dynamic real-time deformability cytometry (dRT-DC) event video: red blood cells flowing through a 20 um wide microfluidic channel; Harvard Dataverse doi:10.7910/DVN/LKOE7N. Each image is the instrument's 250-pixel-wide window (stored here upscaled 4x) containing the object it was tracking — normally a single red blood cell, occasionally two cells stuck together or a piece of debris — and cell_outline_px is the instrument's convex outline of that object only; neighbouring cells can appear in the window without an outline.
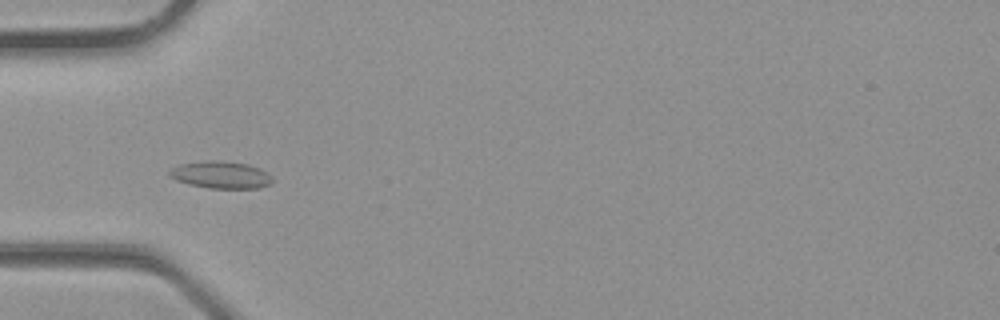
{"species": "common noctule bat (a hibernating species)", "species_latin": "Nyctalus noctula", "temperature_condition": "room temperature", "stored_images_in_passage": 26, "camera_frame_rate_fps": 3000, "um_per_image_px": 0.085, "animal": {"sex": "male", "body_mass_g": 23.1, "forearm_length_mm": 52.7}, "frame": {"image": 1, "passage_image": 2, "time_ms": 0.333, "image_size_px": [1000, 320], "cell_outline_px": [[272, 180], [268, 184], [260, 188], [208, 188], [188, 184], [176, 180], [168, 176], [168, 172], [172, 168], [180, 164], [208, 160], [212, 160], [248, 164], [260, 168], [268, 172], [272, 176]], "centroid_in_image_um": [18.76, 14.86], "position_along_channel_um": 66.2, "area_um2": 16.3}}
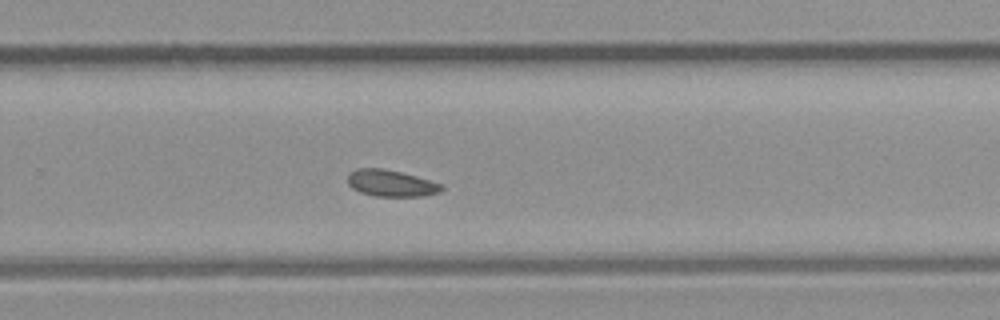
{"frame": {"image": 2, "passage_image": 14, "time_ms": 4.333, "image_size_px": [1000, 320], "cell_outline_px": [[444, 188], [440, 192], [424, 196], [372, 196], [360, 192], [352, 188], [348, 184], [348, 176], [356, 168], [380, 168], [400, 172], [416, 176], [444, 184]], "centroid_in_image_um": [33.26, 15.58], "position_along_channel_um": 296.5, "area_um2": 14.57}}
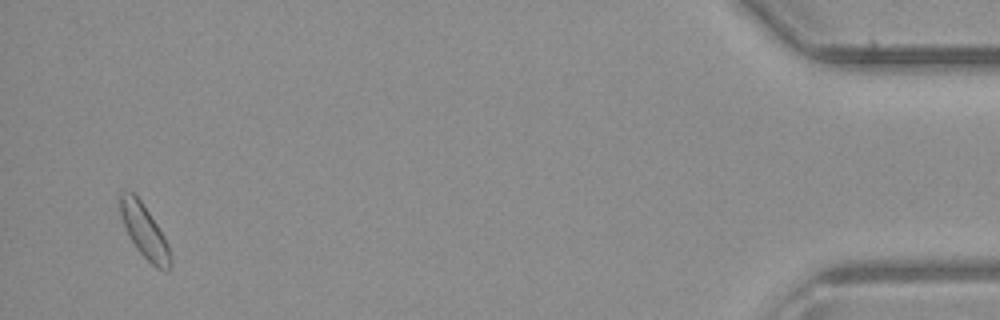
{"frame": {"image": 3, "passage_image": 25, "time_ms": 8.0, "image_size_px": [1000, 320], "cell_outline_px": [[172, 264], [168, 272], [156, 268], [136, 248], [124, 224], [120, 212], [120, 192], [132, 192], [140, 200], [164, 236], [168, 244]], "centroid_in_image_um": [12.3, 19.7], "position_along_channel_um": 422.9, "area_um2": 15.14}}